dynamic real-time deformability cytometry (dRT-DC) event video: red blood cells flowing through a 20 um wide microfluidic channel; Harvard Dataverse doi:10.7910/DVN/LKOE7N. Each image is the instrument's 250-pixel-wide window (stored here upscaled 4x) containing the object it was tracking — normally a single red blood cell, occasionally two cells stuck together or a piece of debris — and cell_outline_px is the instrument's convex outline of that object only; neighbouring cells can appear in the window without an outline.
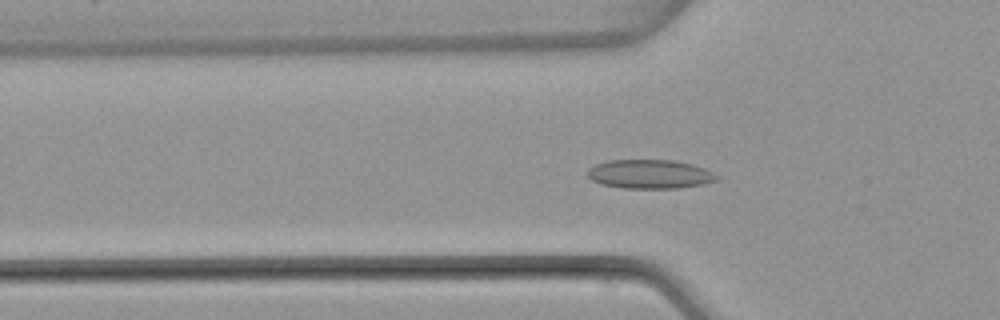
{"species": "common noctule bat (a hibernating species)", "species_latin": "Nyctalus noctula", "temperature_condition": "warm", "stored_images_in_passage": 52, "camera_frame_rate_fps": 3000, "um_per_image_px": 0.085, "animal": {"sex": "female", "body_mass_g": 22.7, "forearm_length_mm": 54.2}, "frame": {"image": 1, "passage_image": 17, "time_ms": 5.333, "image_size_px": [1000, 320], "cell_outline_px": [[720, 176], [716, 180], [704, 184], [676, 188], [624, 188], [600, 184], [592, 180], [588, 176], [588, 168], [596, 164], [608, 160], [672, 160], [692, 164], [704, 168]], "centroid_in_image_um": [55.23, 14.8], "position_along_channel_um": 70.6, "area_um2": 21.79}}
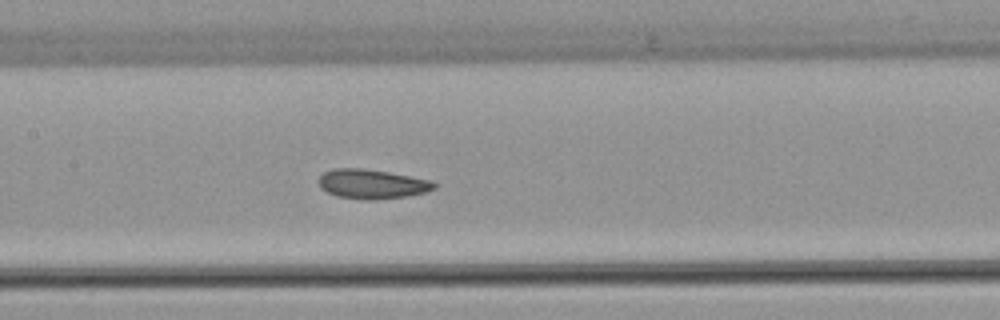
{"frame": {"image": 2, "passage_image": 25, "time_ms": 8.0, "image_size_px": [1000, 320], "cell_outline_px": [[436, 188], [424, 192], [408, 196], [368, 200], [364, 200], [336, 196], [320, 188], [320, 176], [324, 172], [336, 168], [360, 168], [388, 172], [432, 180], [436, 184]], "centroid_in_image_um": [31.63, 15.64], "position_along_channel_um": 175.8, "area_um2": 19.65}}
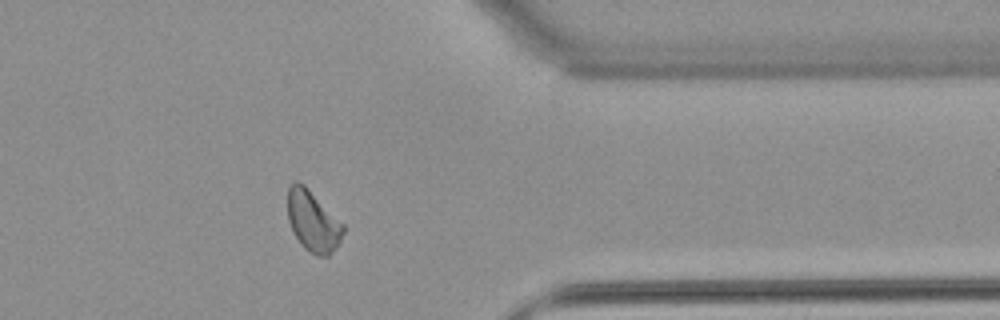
{"frame": {"image": 3, "passage_image": 42, "time_ms": 13.667, "image_size_px": [1000, 320], "cell_outline_px": [[344, 232], [340, 240], [332, 252], [328, 256], [316, 256], [304, 248], [300, 244], [288, 220], [288, 188], [296, 180], [304, 184], [344, 224]], "centroid_in_image_um": [26.6, 18.8], "position_along_channel_um": 384.8, "area_um2": 19.54}, "authors_computed_cell_mechanics": {"area_um2": 19.9699, "velocity_mm_per_s": 3.9336, "shape_relaxation_time_tau1_ms": null, "shape_relaxation_time_tau2_ms": 2.4971, "deformation_change_tau1": null, "deformation_change_tau2": 0.0571}}